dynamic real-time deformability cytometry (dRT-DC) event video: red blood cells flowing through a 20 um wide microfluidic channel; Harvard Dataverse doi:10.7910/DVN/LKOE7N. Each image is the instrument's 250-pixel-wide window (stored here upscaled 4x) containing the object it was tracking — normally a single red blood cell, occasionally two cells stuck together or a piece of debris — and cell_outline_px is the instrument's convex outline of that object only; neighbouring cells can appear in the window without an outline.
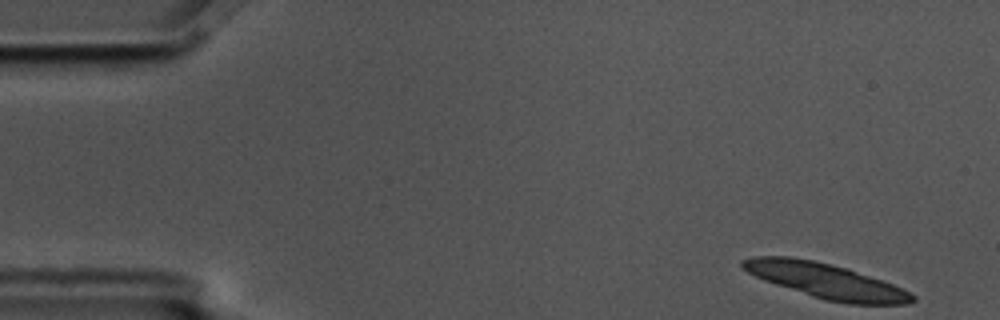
{"species": "common noctule bat (a hibernating species)", "species_latin": "Nyctalus noctula", "temperature_condition": "cold", "stored_images_in_passage": 6, "camera_frame_rate_fps": 3000, "um_per_image_px": 0.085, "animal": {"sex": "male", "body_mass_g": 17.5, "forearm_length_mm": 52.3}, "frame": {"image": 1, "passage_image": 1, "time_ms": 0.0, "image_size_px": [1000, 320], "cell_outline_px": [[916, 300], [908, 304], [848, 304], [824, 300], [764, 280], [748, 272], [740, 264], [740, 260], [752, 256], [788, 256], [812, 260], [848, 268], [892, 284], [916, 296]], "centroid_in_image_um": [70.19, 23.87], "position_along_channel_um": 14.8, "area_um2": 34.33}}
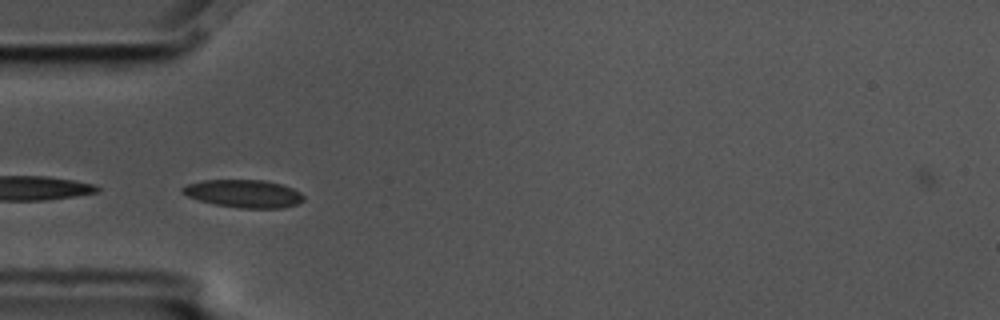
{"frame": {"image": 2, "passage_image": 5, "time_ms": 1.333, "image_size_px": [1000, 320], "cell_outline_px": [[304, 200], [296, 204], [284, 208], [240, 208], [216, 204], [200, 200], [188, 196], [180, 192], [180, 188], [188, 184], [200, 180], [264, 180], [280, 184], [292, 188], [300, 192], [304, 196]], "centroid_in_image_um": [20.71, 16.45], "position_along_channel_um": 64.3, "area_um2": 19.59}}